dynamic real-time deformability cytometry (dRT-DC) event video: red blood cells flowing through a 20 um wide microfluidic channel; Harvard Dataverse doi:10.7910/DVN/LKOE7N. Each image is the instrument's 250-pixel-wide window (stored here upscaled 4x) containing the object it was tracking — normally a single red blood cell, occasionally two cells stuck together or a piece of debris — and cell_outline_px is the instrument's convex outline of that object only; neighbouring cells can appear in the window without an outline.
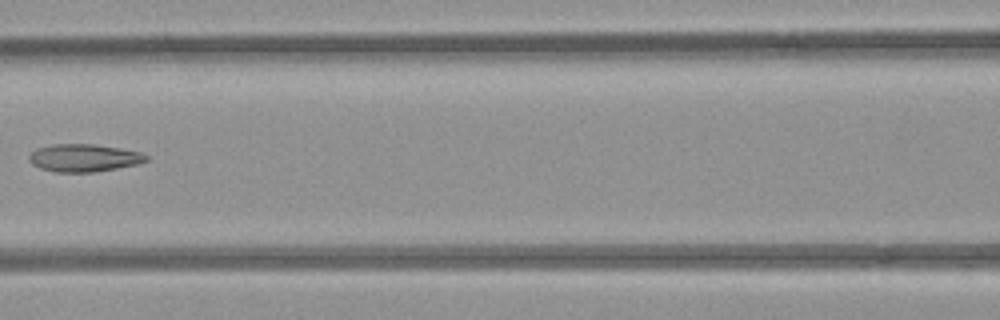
{"species": "common noctule bat (a hibernating species)", "species_latin": "Nyctalus noctula", "temperature_condition": "room temperature", "stored_images_in_passage": 9, "camera_frame_rate_fps": 3000, "um_per_image_px": 0.085, "animal": {"sex": "female", "body_mass_g": 21.9}, "frame": {"image": 1, "passage_image": 7, "time_ms": 7.667, "image_size_px": [1000, 320], "cell_outline_px": [[148, 160], [136, 164], [96, 172], [56, 172], [40, 168], [32, 164], [28, 160], [28, 156], [36, 148], [52, 144], [92, 144], [120, 148], [140, 152], [148, 156]], "centroid_in_image_um": [7.1, 13.42], "position_along_channel_um": 159.5, "area_um2": 18.84}}
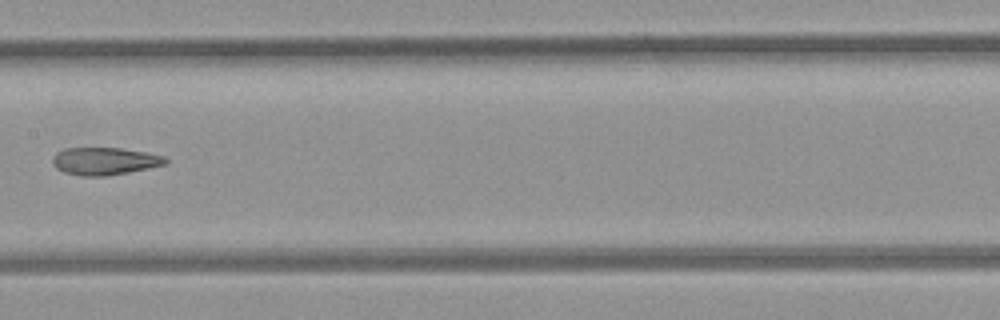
{"frame": {"image": 2, "passage_image": 8, "time_ms": 8.667, "image_size_px": [1000, 320], "cell_outline_px": [[168, 164], [128, 172], [104, 176], [80, 176], [64, 172], [56, 168], [52, 164], [52, 156], [56, 152], [64, 148], [120, 148], [144, 152], [164, 156], [168, 160]], "centroid_in_image_um": [8.86, 13.69], "position_along_channel_um": 198.5, "area_um2": 18.15}}
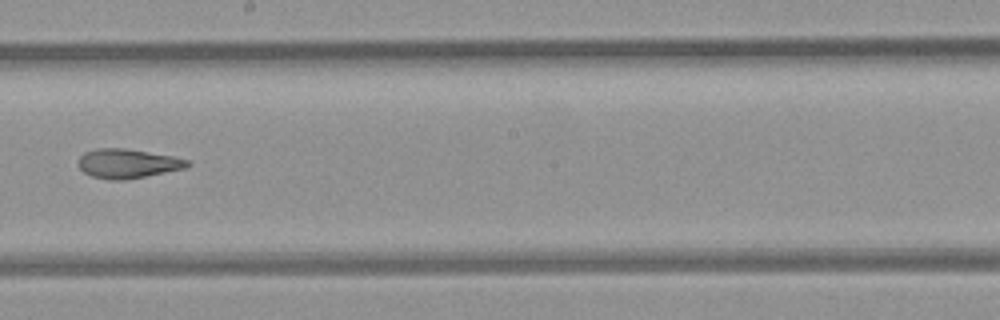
{"frame": {"image": 3, "passage_image": 9, "time_ms": 9.667, "image_size_px": [1000, 320], "cell_outline_px": [[192, 164], [184, 168], [124, 180], [108, 180], [92, 176], [84, 172], [80, 168], [80, 156], [84, 152], [96, 148], [124, 148], [172, 156], [188, 160]], "centroid_in_image_um": [10.83, 13.89], "position_along_channel_um": 237.4, "area_um2": 18.32}}